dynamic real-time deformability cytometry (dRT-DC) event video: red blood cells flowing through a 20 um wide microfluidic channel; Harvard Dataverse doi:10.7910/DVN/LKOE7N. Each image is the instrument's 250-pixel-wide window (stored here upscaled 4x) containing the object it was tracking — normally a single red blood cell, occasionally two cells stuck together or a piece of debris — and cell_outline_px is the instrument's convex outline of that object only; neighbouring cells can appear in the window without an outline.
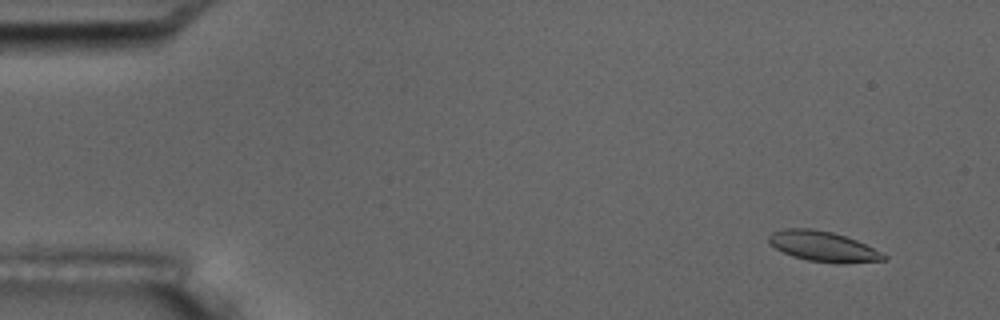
{"species": "common noctule bat (a hibernating species)", "species_latin": "Nyctalus noctula", "temperature_condition": "room temperature", "stored_images_in_passage": 6, "camera_frame_rate_fps": 3000, "um_per_image_px": 0.085, "animal": {"sex": "male", "body_mass_g": 17.5, "forearm_length_mm": 52.3}, "frame": {"image": 1, "passage_image": 2, "time_ms": 1.0, "image_size_px": [1000, 320], "cell_outline_px": [[888, 260], [840, 264], [836, 264], [808, 260], [792, 256], [776, 248], [768, 240], [768, 236], [772, 232], [784, 228], [812, 228], [832, 232], [856, 240], [888, 256]], "centroid_in_image_um": [69.97, 20.95], "position_along_channel_um": 15.0, "area_um2": 20.23}}
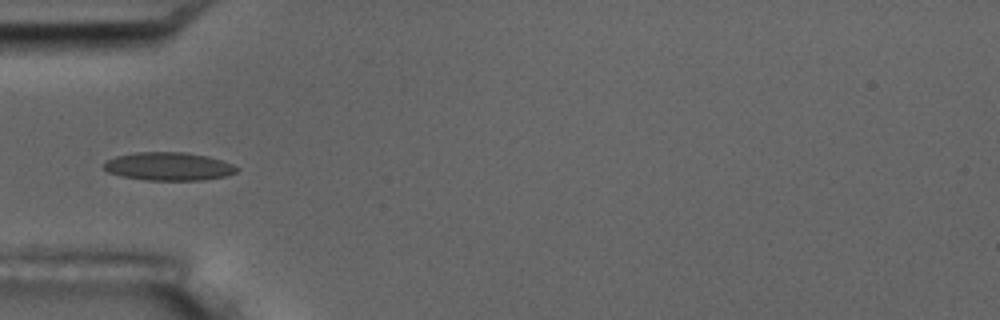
{"frame": {"image": 2, "passage_image": 6, "time_ms": 5.667, "image_size_px": [1000, 320], "cell_outline_px": [[240, 168], [236, 172], [224, 176], [204, 180], [148, 180], [120, 176], [108, 172], [104, 168], [104, 160], [116, 156], [136, 152], [188, 152], [208, 156], [232, 164]], "centroid_in_image_um": [14.31, 14.14], "position_along_channel_um": 70.7, "area_um2": 21.91}}